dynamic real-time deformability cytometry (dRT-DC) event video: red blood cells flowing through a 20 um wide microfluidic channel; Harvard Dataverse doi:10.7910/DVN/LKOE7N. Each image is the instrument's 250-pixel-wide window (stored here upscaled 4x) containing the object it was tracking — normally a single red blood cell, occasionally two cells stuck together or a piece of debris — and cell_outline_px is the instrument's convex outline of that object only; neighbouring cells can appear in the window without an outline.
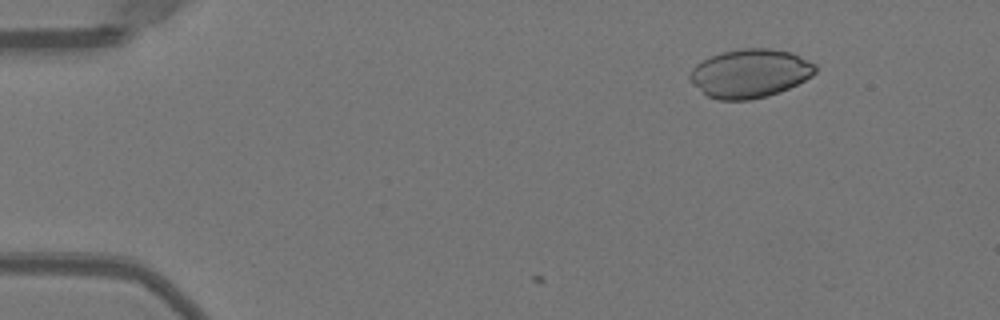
{"species": "Egyptian fruit bat (a non-hibernating species)", "species_latin": "Rousettus aegyptiacus", "temperature_condition": "warm", "stored_images_in_passage": 6, "camera_frame_rate_fps": 3000, "um_per_image_px": 0.085, "animal": {"sex": "female"}, "frame": {"image": 1, "passage_image": 1, "time_ms": 0.0, "image_size_px": [1000, 320], "cell_outline_px": [[816, 72], [812, 76], [780, 92], [768, 96], [748, 100], [720, 100], [708, 96], [692, 84], [688, 76], [692, 68], [696, 64], [712, 56], [724, 52], [744, 48], [768, 48], [792, 52], [816, 64]], "centroid_in_image_um": [63.75, 6.24], "position_along_channel_um": 21.2, "area_um2": 35.43}}